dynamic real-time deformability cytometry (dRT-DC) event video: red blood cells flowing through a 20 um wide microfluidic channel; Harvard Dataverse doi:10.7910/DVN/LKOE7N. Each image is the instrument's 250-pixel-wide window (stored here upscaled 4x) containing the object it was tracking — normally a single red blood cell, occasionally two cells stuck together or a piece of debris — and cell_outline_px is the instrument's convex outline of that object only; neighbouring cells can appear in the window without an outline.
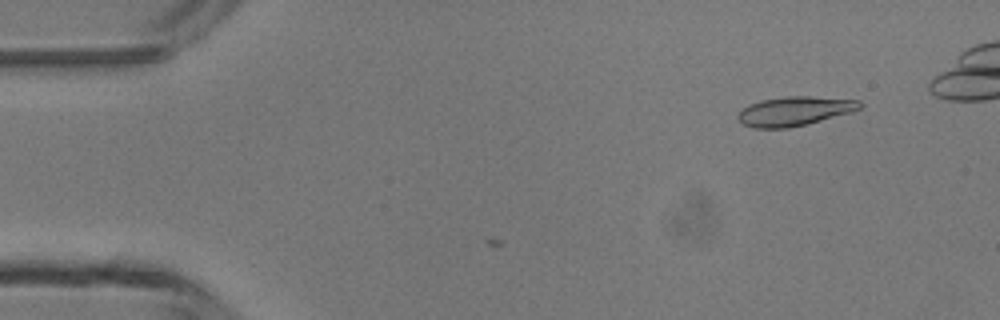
{"species": "common noctule bat (a hibernating species)", "species_latin": "Nyctalus noctula", "temperature_condition": "room temperature", "stored_images_in_passage": 4, "camera_frame_rate_fps": 3000, "um_per_image_px": 0.085, "animal": {"sex": "male", "body_mass_g": 13.3}, "frame": {"image": 1, "passage_image": 1, "time_ms": 0.0, "image_size_px": [1000, 320], "cell_outline_px": [[864, 104], [860, 108], [848, 112], [820, 120], [788, 128], [756, 128], [744, 124], [736, 116], [748, 104], [764, 100], [788, 96], [808, 96], [860, 100]], "centroid_in_image_um": [67.53, 9.43], "position_along_channel_um": 17.5, "area_um2": 20.23}}